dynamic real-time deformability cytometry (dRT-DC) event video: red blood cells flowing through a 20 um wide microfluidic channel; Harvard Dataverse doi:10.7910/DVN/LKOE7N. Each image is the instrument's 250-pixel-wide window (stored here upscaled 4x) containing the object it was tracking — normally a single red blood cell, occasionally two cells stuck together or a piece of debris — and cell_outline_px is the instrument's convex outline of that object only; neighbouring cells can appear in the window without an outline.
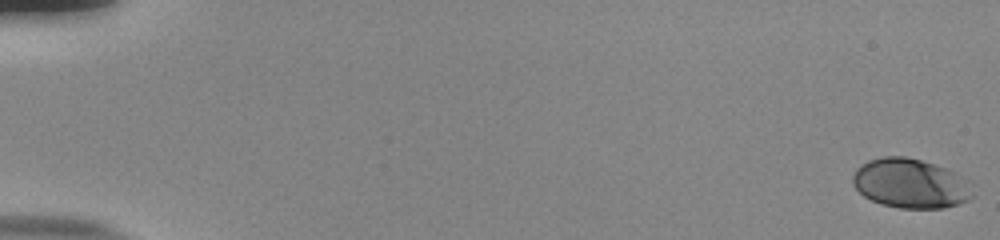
{"species": "human", "species_latin": "Homo sapiens", "temperature_condition": "room temperature", "stored_images_in_passage": 55, "camera_frame_rate_fps": 3000, "um_per_image_px": 0.085, "donor": {"sex": "male"}, "frame": {"image": 1, "passage_image": 1, "time_ms": 0.0, "image_size_px": [1000, 240], "cell_outline_px": [[972, 196], [968, 200], [944, 208], [900, 208], [880, 204], [864, 196], [852, 184], [852, 176], [856, 168], [860, 164], [868, 160], [884, 156], [904, 156], [920, 160], [944, 168], [952, 172]], "centroid_in_image_um": [77.22, 15.59], "position_along_channel_um": 7.8, "area_um2": 33.52}}
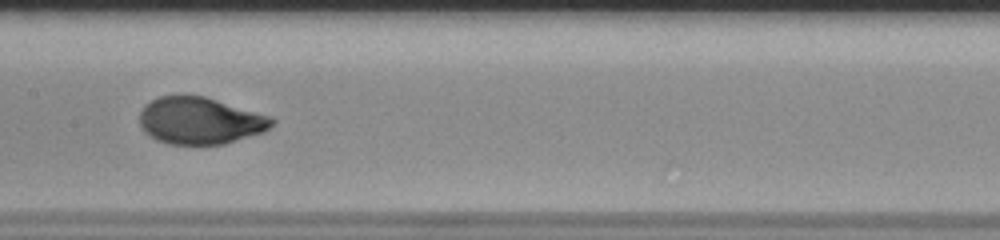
{"frame": {"image": 2, "passage_image": 30, "time_ms": 9.667, "image_size_px": [1000, 240], "cell_outline_px": [[276, 120], [264, 132], [224, 144], [168, 144], [156, 140], [144, 132], [140, 128], [140, 112], [144, 104], [160, 96], [204, 96], [272, 116]], "centroid_in_image_um": [17.0, 10.26], "position_along_channel_um": 190.4, "area_um2": 36.24}}
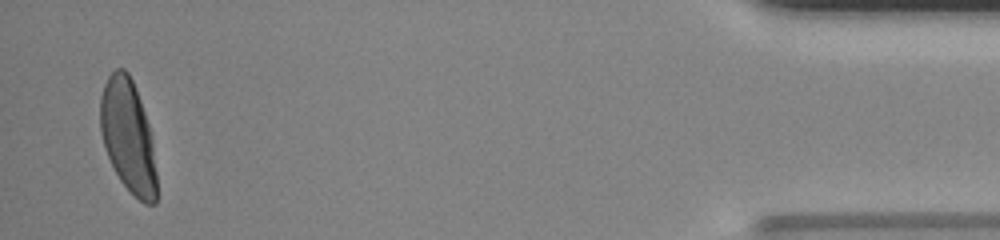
{"frame": {"image": 3, "passage_image": 54, "time_ms": 17.667, "image_size_px": [1000, 240], "cell_outline_px": [[156, 204], [144, 204], [120, 180], [108, 156], [100, 132], [100, 96], [104, 84], [108, 76], [116, 68], [124, 68], [128, 72], [132, 80], [140, 100], [152, 136], [156, 172]], "centroid_in_image_um": [10.88, 11.55], "position_along_channel_um": 424.3, "area_um2": 36.76}, "authors_computed_cell_mechanics": {"area_um2": 36.3562, "velocity_mm_per_s": 3.8333, "shape_relaxation_time_tau1_ms": 3.7472, "shape_relaxation_time_tau2_ms": null, "deformation_change_tau1": 0.1849, "deformation_change_tau2": null}}